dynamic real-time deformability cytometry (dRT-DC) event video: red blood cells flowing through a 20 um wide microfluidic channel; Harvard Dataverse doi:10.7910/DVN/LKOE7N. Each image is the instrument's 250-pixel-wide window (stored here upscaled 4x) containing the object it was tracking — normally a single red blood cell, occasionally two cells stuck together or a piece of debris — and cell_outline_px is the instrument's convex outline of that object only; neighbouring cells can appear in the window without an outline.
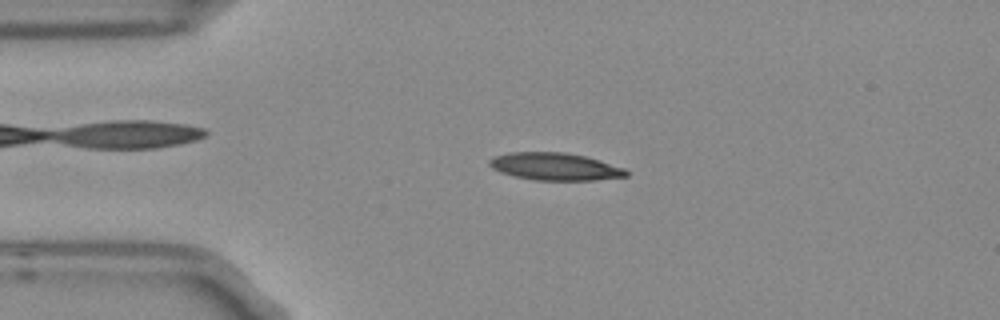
{"species": "Egyptian fruit bat (a non-hibernating species)", "species_latin": "Rousettus aegyptiacus", "temperature_condition": "room temperature", "stored_images_in_passage": 3, "camera_frame_rate_fps": 3000, "um_per_image_px": 0.085, "frame": {"image": 1, "passage_image": 2, "time_ms": 0.333, "image_size_px": [1000, 320], "cell_outline_px": [[628, 176], [596, 180], [532, 180], [500, 172], [492, 168], [488, 164], [488, 160], [496, 156], [508, 152], [564, 152], [584, 156], [624, 168], [628, 172]], "centroid_in_image_um": [47.15, 14.16], "position_along_channel_um": 37.9, "area_um2": 21.73}}